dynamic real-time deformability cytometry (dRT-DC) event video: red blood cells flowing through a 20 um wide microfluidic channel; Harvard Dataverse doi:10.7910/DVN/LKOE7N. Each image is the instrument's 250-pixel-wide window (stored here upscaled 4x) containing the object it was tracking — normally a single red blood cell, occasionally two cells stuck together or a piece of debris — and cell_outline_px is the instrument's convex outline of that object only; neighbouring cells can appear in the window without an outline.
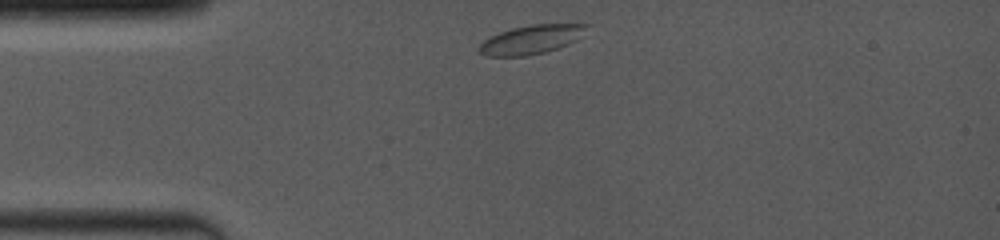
{"species": "common noctule bat (a hibernating species)", "species_latin": "Nyctalus noctula", "temperature_condition": "room temperature", "stored_images_in_passage": 5, "camera_frame_rate_fps": 4000, "um_per_image_px": 0.085, "animal": {"sex": "female", "body_mass_g": 19.0, "forearm_length_mm": 53.3}, "frame": {"image": 1, "passage_image": 1, "time_ms": 0.0, "image_size_px": [1000, 240], "cell_outline_px": [[588, 24], [576, 40], [568, 44], [544, 52], [524, 56], [484, 56], [476, 48], [488, 36], [512, 28], [532, 24]], "centroid_in_image_um": [45.06, 3.37], "position_along_channel_um": 39.9, "area_um2": 17.86}}
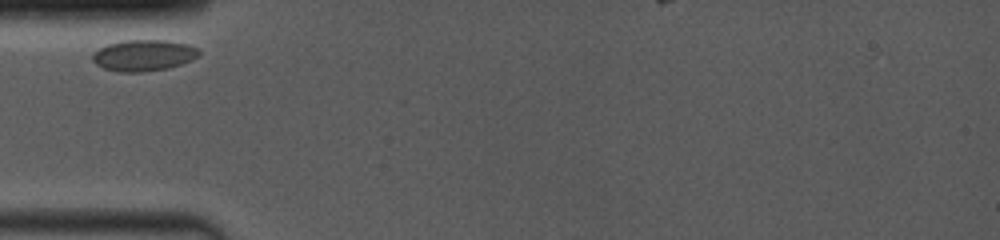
{"frame": {"image": 2, "passage_image": 3, "time_ms": 2.25, "image_size_px": [1000, 240], "cell_outline_px": [[200, 56], [180, 64], [164, 68], [140, 72], [120, 72], [104, 68], [96, 64], [92, 60], [92, 52], [108, 44], [124, 40], [168, 40], [188, 44], [196, 48], [200, 52]], "centroid_in_image_um": [12.19, 4.69], "position_along_channel_um": 72.8, "area_um2": 19.25}}
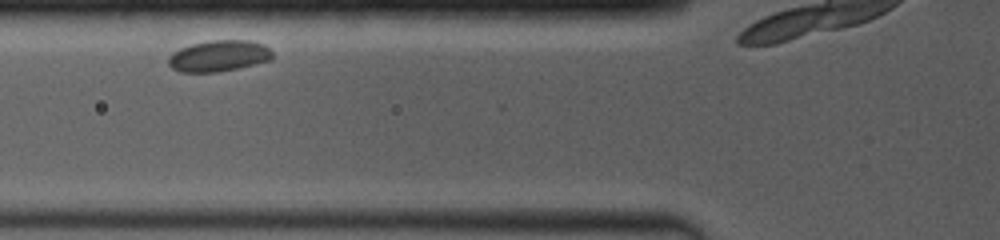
{"frame": {"image": 3, "passage_image": 4, "time_ms": 3.25, "image_size_px": [1000, 240], "cell_outline_px": [[272, 56], [268, 60], [236, 68], [216, 72], [180, 72], [172, 68], [168, 64], [168, 56], [172, 52], [180, 48], [192, 44], [212, 40], [248, 40], [264, 44], [272, 52]], "centroid_in_image_um": [18.54, 4.74], "position_along_channel_um": 107.3, "area_um2": 18.73}}